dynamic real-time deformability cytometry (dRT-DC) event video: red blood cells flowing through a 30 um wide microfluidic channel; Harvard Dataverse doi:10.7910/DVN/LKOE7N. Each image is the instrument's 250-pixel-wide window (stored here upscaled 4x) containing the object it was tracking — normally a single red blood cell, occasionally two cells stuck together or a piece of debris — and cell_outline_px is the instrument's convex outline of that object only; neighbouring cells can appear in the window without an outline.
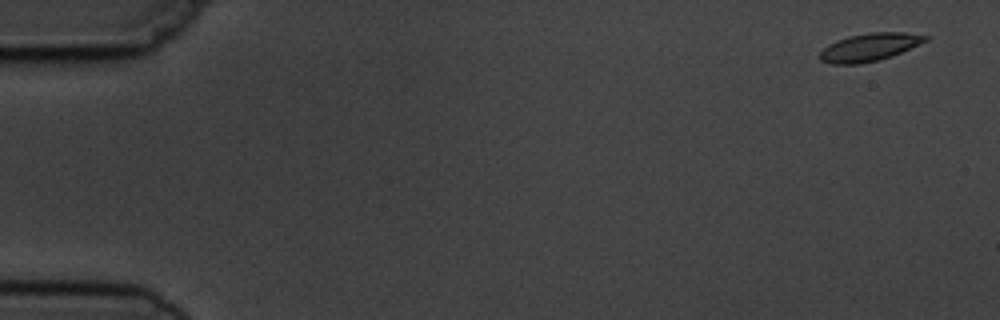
{"species": "common noctule bat (a hibernating species)", "species_latin": "Nyctalus noctula", "temperature_condition": "cold", "stored_images_in_passage": 5, "camera_frame_rate_fps": 3000, "um_per_image_px": 0.085, "animal": {"sex": "male", "body_mass_g": 19.5, "forearm_length_mm": 54.6}, "frame": {"image": 1, "passage_image": 1, "time_ms": 0.0, "image_size_px": [1000, 320], "cell_outline_px": [[928, 40], [892, 56], [860, 64], [832, 64], [820, 60], [820, 52], [828, 44], [836, 40], [848, 36], [872, 32], [904, 32], [928, 36]], "centroid_in_image_um": [73.88, 4.01], "position_along_channel_um": 11.1, "area_um2": 16.99}}
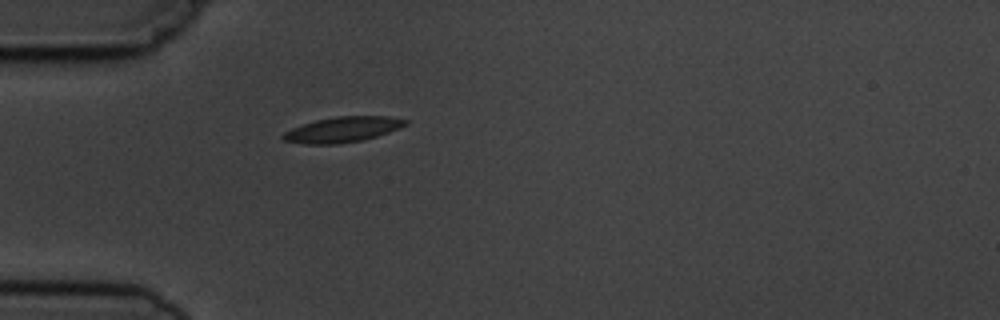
{"frame": {"image": 2, "passage_image": 5, "time_ms": 4.667, "image_size_px": [1000, 320], "cell_outline_px": [[408, 124], [400, 128], [364, 140], [340, 144], [304, 144], [284, 140], [280, 136], [284, 132], [292, 128], [316, 120], [336, 116], [388, 116], [408, 120]], "centroid_in_image_um": [29.13, 11.01], "position_along_channel_um": 55.9, "area_um2": 18.15}}